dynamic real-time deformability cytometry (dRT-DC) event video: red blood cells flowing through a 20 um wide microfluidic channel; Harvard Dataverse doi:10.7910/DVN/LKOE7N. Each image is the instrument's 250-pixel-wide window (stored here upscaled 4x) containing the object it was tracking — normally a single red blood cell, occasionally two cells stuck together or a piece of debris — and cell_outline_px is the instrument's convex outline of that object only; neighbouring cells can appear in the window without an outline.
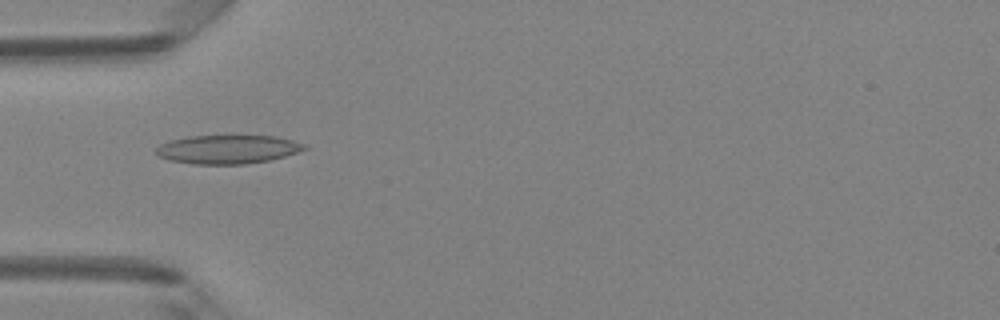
{"species": "Egyptian fruit bat (a non-hibernating species)", "species_latin": "Rousettus aegyptiacus", "temperature_condition": "room temperature", "stored_images_in_passage": 39, "camera_frame_rate_fps": 3000, "um_per_image_px": 0.085, "animal": {"sex": "female"}, "frame": {"image": 1, "passage_image": 6, "time_ms": 1.667, "image_size_px": [1000, 320], "cell_outline_px": [[308, 148], [284, 156], [268, 160], [244, 164], [192, 164], [168, 160], [156, 156], [156, 148], [160, 144], [168, 140], [188, 136], [232, 132], [276, 136], [292, 140], [304, 144]], "centroid_in_image_um": [19.3, 12.63], "position_along_channel_um": 65.7, "area_um2": 26.07}}
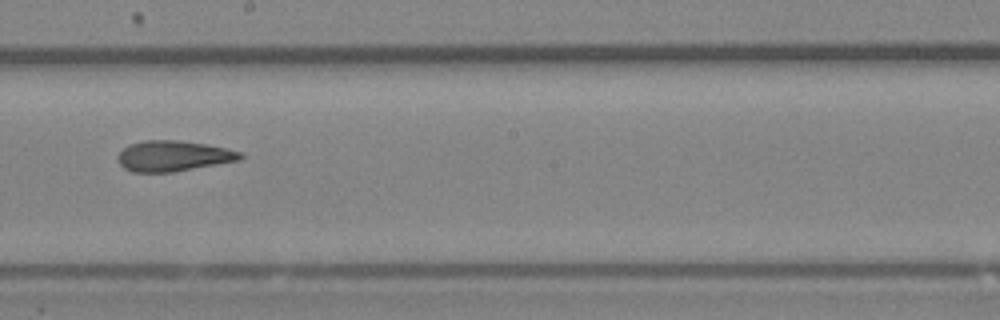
{"frame": {"image": 2, "passage_image": 18, "time_ms": 5.667, "image_size_px": [1000, 320], "cell_outline_px": [[244, 156], [240, 160], [172, 172], [132, 172], [124, 168], [116, 160], [116, 156], [128, 144], [144, 140], [176, 140], [208, 144], [240, 152]], "centroid_in_image_um": [14.68, 13.25], "position_along_channel_um": 233.5, "area_um2": 21.85}}
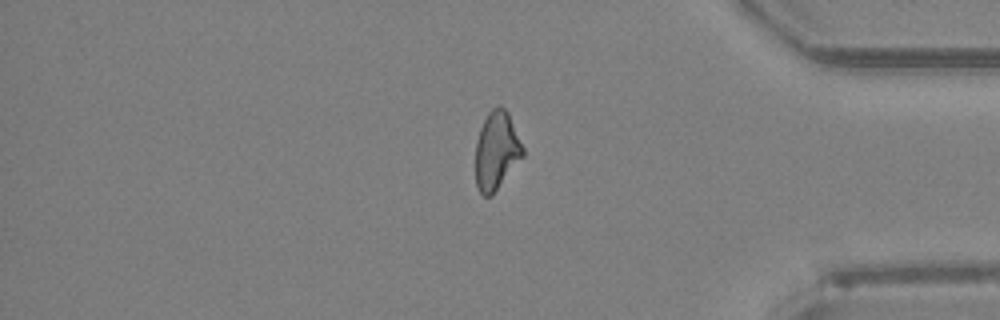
{"frame": {"image": 3, "passage_image": 31, "time_ms": 10.0, "image_size_px": [1000, 320], "cell_outline_px": [[524, 156], [492, 196], [484, 196], [480, 192], [476, 184], [476, 140], [480, 128], [488, 112], [492, 108], [500, 104], [508, 112], [524, 148]], "centroid_in_image_um": [42.21, 12.8], "position_along_channel_um": 393.0, "area_um2": 21.68}, "authors_computed_cell_mechanics": {"area_um2": 22.0218, "velocity_mm_per_s": 4.2352, "shape_relaxation_time_tau1_ms": null, "shape_relaxation_time_tau2_ms": 3.7424, "deformation_change_tau1": null, "deformation_change_tau2": 0.1212}}